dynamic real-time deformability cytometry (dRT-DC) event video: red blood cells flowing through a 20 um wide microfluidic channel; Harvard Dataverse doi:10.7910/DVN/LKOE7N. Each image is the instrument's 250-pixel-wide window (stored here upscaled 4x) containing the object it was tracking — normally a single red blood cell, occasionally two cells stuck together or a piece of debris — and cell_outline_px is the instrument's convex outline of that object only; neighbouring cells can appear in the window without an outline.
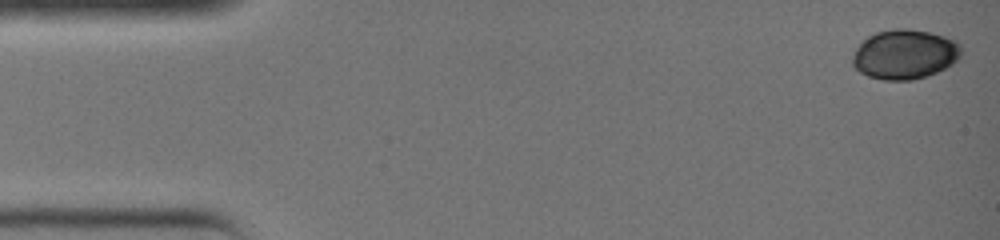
{"species": "common noctule bat (a hibernating species)", "species_latin": "Nyctalus noctula", "temperature_condition": "warm", "stored_images_in_passage": 35, "camera_frame_rate_fps": 3000, "um_per_image_px": 0.085, "animal": {"sex": "female", "body_mass_g": 19.0, "forearm_length_mm": 51.5}, "frame": {"image": 1, "passage_image": 1, "time_ms": 0.0, "image_size_px": [1000, 240], "cell_outline_px": [[960, 56], [952, 64], [928, 76], [912, 80], [884, 80], [868, 76], [860, 72], [852, 64], [852, 56], [856, 48], [868, 36], [876, 32], [896, 28], [908, 28], [928, 32], [944, 36], [956, 40], [960, 44]], "centroid_in_image_um": [76.89, 4.62], "position_along_channel_um": 8.1, "area_um2": 31.39}}
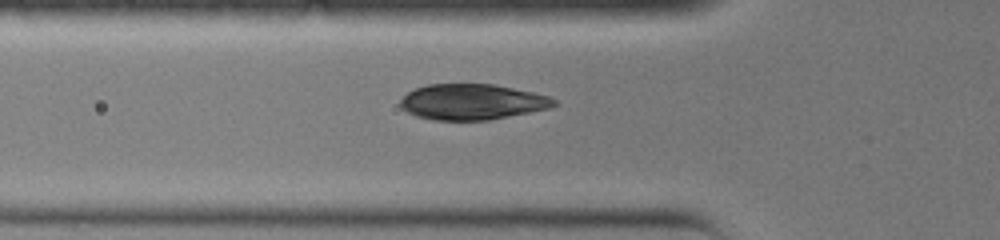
{"frame": {"image": 2, "passage_image": 13, "time_ms": 4.0, "image_size_px": [1000, 240], "cell_outline_px": [[560, 104], [548, 108], [488, 120], [432, 120], [416, 116], [400, 108], [400, 100], [408, 92], [416, 88], [428, 84], [492, 84], [532, 92], [548, 96], [556, 100]], "centroid_in_image_um": [40.1, 8.66], "position_along_channel_um": 85.7, "area_um2": 31.79}}
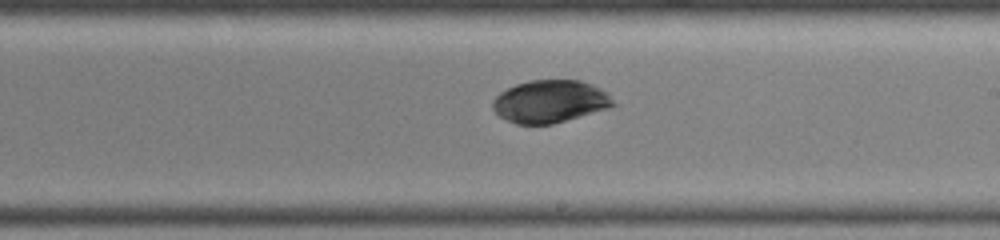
{"frame": {"image": 3, "passage_image": 22, "time_ms": 7.0, "image_size_px": [1000, 240], "cell_outline_px": [[620, 104], [612, 108], [552, 124], [516, 124], [504, 120], [492, 108], [492, 100], [500, 92], [516, 84], [528, 80], [580, 80], [592, 84], [608, 92]], "centroid_in_image_um": [46.82, 8.62], "position_along_channel_um": 242.2, "area_um2": 30.46}}